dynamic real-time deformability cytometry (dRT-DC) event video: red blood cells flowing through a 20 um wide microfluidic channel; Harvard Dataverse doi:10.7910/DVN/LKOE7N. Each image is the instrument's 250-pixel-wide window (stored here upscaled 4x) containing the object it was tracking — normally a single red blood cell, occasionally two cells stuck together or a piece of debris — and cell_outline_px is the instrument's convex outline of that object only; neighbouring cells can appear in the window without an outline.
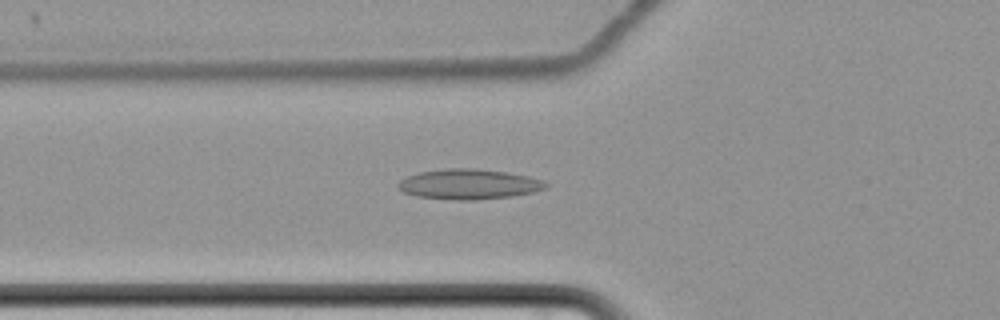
{"species": "common noctule bat (a hibernating species)", "species_latin": "Nyctalus noctula", "temperature_condition": "cold", "stored_images_in_passage": 65, "camera_frame_rate_fps": 3000, "um_per_image_px": 0.085, "animal": {"sex": "female", "body_mass_g": 22.7, "forearm_length_mm": 54.2}, "frame": {"image": 1, "passage_image": 27, "time_ms": 8.667, "image_size_px": [1000, 320], "cell_outline_px": [[552, 184], [548, 188], [532, 192], [512, 196], [472, 200], [452, 200], [416, 196], [404, 192], [396, 184], [400, 180], [408, 176], [420, 172], [448, 168], [476, 168], [504, 172], [528, 176], [544, 180]], "centroid_in_image_um": [39.9, 15.66], "position_along_channel_um": 85.9, "area_um2": 26.01}}
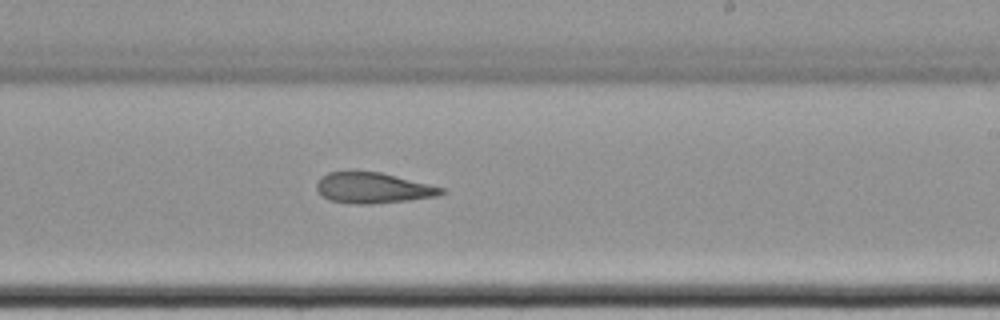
{"frame": {"image": 2, "passage_image": 42, "time_ms": 13.667, "image_size_px": [1000, 320], "cell_outline_px": [[448, 192], [436, 196], [408, 200], [372, 204], [352, 204], [328, 200], [316, 188], [316, 184], [328, 172], [380, 172], [444, 188]], "centroid_in_image_um": [31.72, 15.99], "position_along_channel_um": 257.3, "area_um2": 21.96}}
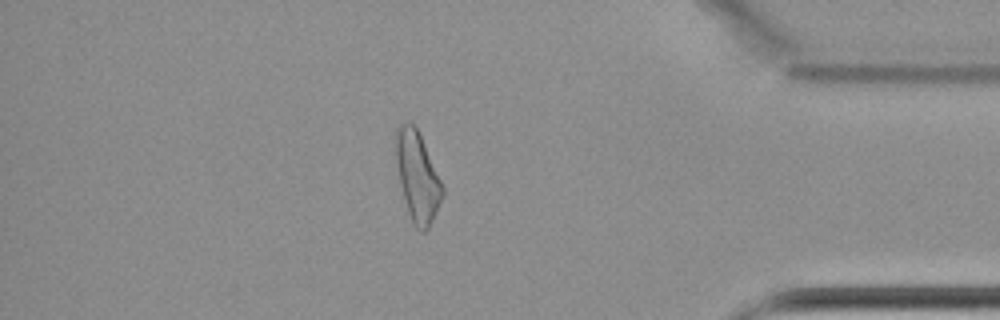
{"frame": {"image": 3, "passage_image": 57, "time_ms": 18.667, "image_size_px": [1000, 320], "cell_outline_px": [[444, 196], [428, 228], [424, 232], [420, 232], [416, 228], [408, 212], [404, 200], [400, 184], [396, 160], [396, 128], [400, 124], [412, 124], [416, 128], [420, 136], [444, 188]], "centroid_in_image_um": [35.48, 15.07], "position_along_channel_um": 399.7, "area_um2": 23.76}, "authors_computed_cell_mechanics": {"area_um2": 25.3742, "velocity_mm_per_s": 3.4339, "shape_relaxation_time_tau1_ms": null, "shape_relaxation_time_tau2_ms": 3.5387, "deformation_change_tau1": null, "deformation_change_tau2": 0.1146}}